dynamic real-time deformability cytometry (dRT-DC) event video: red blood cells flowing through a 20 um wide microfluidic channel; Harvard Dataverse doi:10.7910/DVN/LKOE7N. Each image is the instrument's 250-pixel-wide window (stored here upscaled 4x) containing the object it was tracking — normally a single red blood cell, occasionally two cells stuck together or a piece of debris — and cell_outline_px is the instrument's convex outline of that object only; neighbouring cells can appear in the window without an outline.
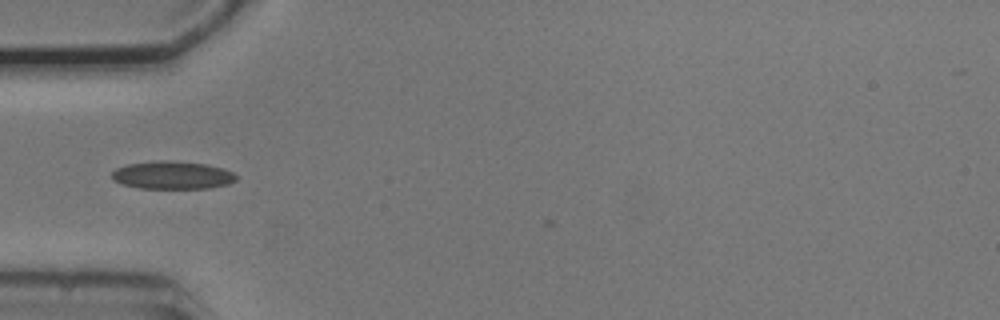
{"species": "common noctule bat (a hibernating species)", "species_latin": "Nyctalus noctula", "temperature_condition": "cold", "stored_images_in_passage": 3, "camera_frame_rate_fps": 3000, "um_per_image_px": 0.085, "animal": {"sex": "male", "body_mass_g": 20.5, "forearm_length_mm": 52.5}, "frame": {"image": 1, "passage_image": 2, "time_ms": 0.333, "image_size_px": [1000, 320], "cell_outline_px": [[236, 180], [228, 184], [208, 188], [140, 188], [124, 184], [112, 180], [112, 172], [116, 168], [128, 164], [156, 160], [172, 160], [204, 164], [224, 168], [232, 172], [236, 176]], "centroid_in_image_um": [14.64, 14.88], "position_along_channel_um": 70.4, "area_um2": 20.17}}